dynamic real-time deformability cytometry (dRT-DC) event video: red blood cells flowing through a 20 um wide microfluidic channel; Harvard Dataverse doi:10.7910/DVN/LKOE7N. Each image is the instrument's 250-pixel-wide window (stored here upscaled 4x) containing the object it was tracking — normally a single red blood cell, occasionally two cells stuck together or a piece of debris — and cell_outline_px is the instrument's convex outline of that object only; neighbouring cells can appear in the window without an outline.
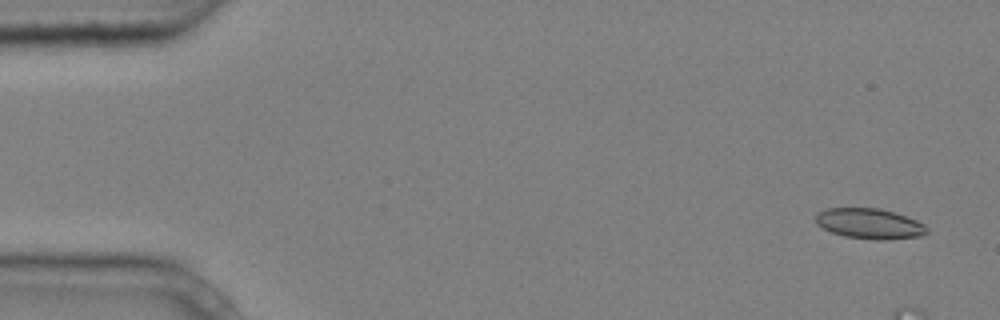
{"species": "common noctule bat (a hibernating species)", "species_latin": "Nyctalus noctula", "temperature_condition": "cold", "stored_images_in_passage": 5, "camera_frame_rate_fps": 3000, "um_per_image_px": 0.085, "animal": {"sex": "male", "body_mass_g": 20.4}, "frame": {"image": 1, "passage_image": 1, "time_ms": 0.0, "image_size_px": [1000, 320], "cell_outline_px": [[928, 232], [924, 236], [884, 240], [876, 240], [844, 236], [832, 232], [816, 224], [816, 216], [820, 212], [828, 208], [880, 208], [896, 212], [916, 220], [924, 224], [928, 228]], "centroid_in_image_um": [73.97, 19.01], "position_along_channel_um": 11.0, "area_um2": 19.77}}